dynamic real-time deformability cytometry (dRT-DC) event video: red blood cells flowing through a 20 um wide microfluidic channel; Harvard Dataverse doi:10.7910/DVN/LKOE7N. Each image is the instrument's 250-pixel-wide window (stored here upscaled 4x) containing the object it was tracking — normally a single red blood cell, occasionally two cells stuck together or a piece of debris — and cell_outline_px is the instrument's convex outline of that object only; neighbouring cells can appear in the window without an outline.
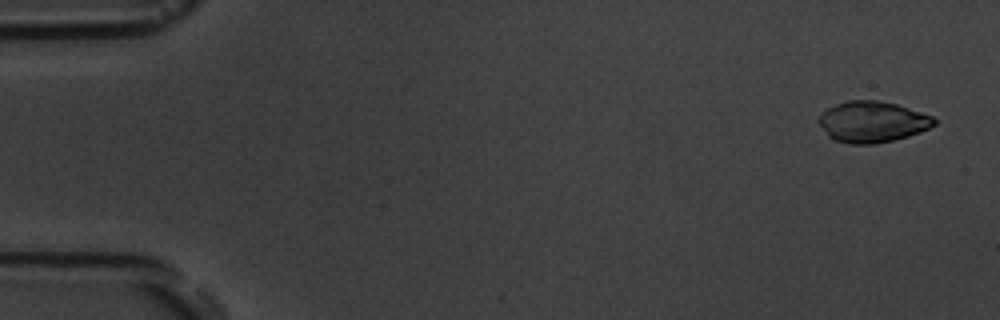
{"species": "common noctule bat (a hibernating species)", "species_latin": "Nyctalus noctula", "temperature_condition": "room temperature", "stored_images_in_passage": 5, "camera_frame_rate_fps": 3000, "um_per_image_px": 0.085, "animal": {"sex": "male", "body_mass_g": 19.5, "forearm_length_mm": 54.6}, "frame": {"image": 1, "passage_image": 1, "time_ms": 0.0, "image_size_px": [1000, 320], "cell_outline_px": [[936, 124], [920, 132], [908, 136], [892, 140], [872, 144], [848, 144], [836, 140], [828, 136], [816, 120], [828, 108], [836, 104], [848, 100], [876, 100], [896, 104], [932, 116], [936, 120]], "centroid_in_image_um": [74.13, 10.36], "position_along_channel_um": 10.9, "area_um2": 27.4}}
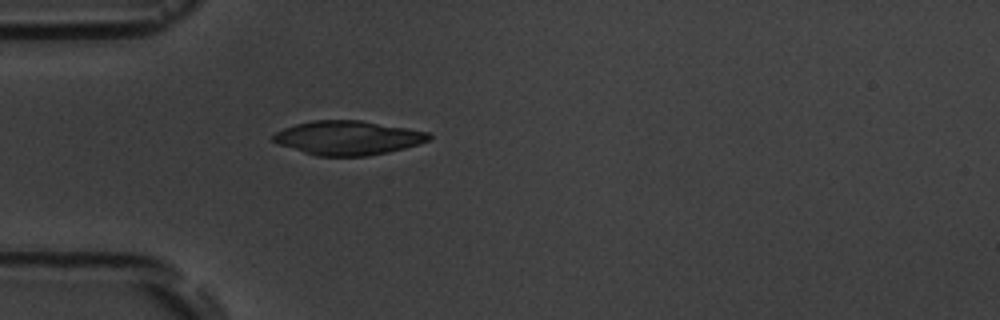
{"frame": {"image": 2, "passage_image": 5, "time_ms": 4.667, "image_size_px": [1000, 320], "cell_outline_px": [[432, 136], [428, 140], [404, 148], [388, 152], [368, 156], [316, 156], [280, 144], [272, 140], [272, 136], [276, 132], [284, 128], [296, 124], [312, 120], [360, 120], [428, 132]], "centroid_in_image_um": [29.55, 11.71], "position_along_channel_um": 55.4, "area_um2": 30.58}}